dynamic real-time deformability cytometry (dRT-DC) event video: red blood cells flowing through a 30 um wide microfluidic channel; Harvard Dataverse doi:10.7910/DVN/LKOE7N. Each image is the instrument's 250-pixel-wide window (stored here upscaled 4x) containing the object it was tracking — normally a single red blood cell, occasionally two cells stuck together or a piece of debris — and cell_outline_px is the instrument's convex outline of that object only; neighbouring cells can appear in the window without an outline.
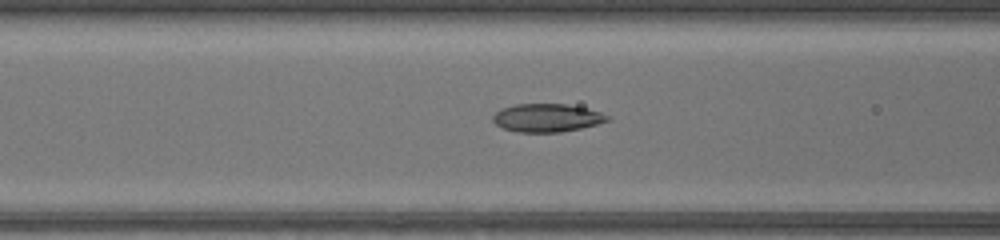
{"species": "common noctule bat (a hibernating species)", "species_latin": "Nyctalus noctula", "temperature_condition": "warm", "stored_images_in_passage": 45, "camera_frame_rate_fps": 3000, "um_per_image_px": 0.085, "animal": {"sex": "female", "body_mass_g": 17.0, "forearm_length_mm": 48.0}, "frame": {"image": 1, "passage_image": 18, "time_ms": 5.667, "image_size_px": [1000, 240], "cell_outline_px": [[612, 120], [580, 128], [560, 132], [520, 132], [504, 128], [496, 124], [492, 120], [492, 116], [496, 112], [504, 108], [516, 104], [568, 104], [600, 112], [608, 116]], "centroid_in_image_um": [46.49, 10.01], "position_along_channel_um": 120.1, "area_um2": 18.55}}
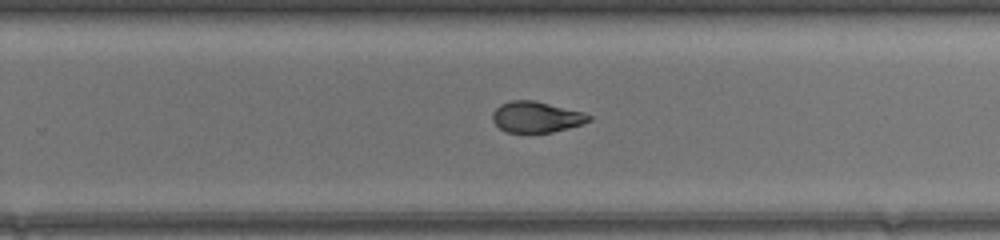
{"frame": {"image": 2, "passage_image": 29, "time_ms": 9.333, "image_size_px": [1000, 240], "cell_outline_px": [[592, 120], [568, 128], [552, 132], [504, 132], [492, 120], [492, 112], [500, 104], [512, 100], [532, 100], [584, 112], [592, 116]], "centroid_in_image_um": [45.57, 9.94], "position_along_channel_um": 284.2, "area_um2": 17.28}}
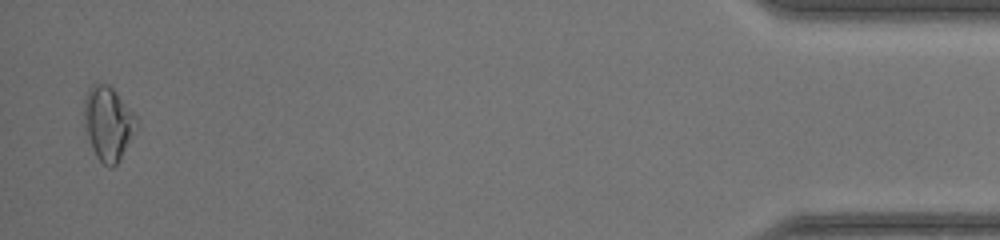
{"frame": {"image": 3, "passage_image": 44, "time_ms": 14.333, "image_size_px": [1000, 240], "cell_outline_px": [[136, 124], [116, 164], [112, 168], [108, 168], [96, 156], [92, 148], [84, 124], [84, 100], [88, 88], [92, 84], [108, 84], [116, 92], [136, 116]], "centroid_in_image_um": [9.13, 10.44], "position_along_channel_um": 426.1, "area_um2": 21.73}}